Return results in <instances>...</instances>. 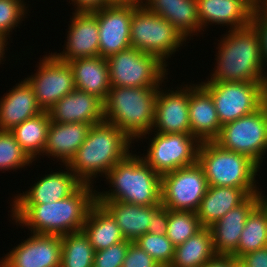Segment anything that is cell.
Listing matches in <instances>:
<instances>
[{
    "label": "cell",
    "instance_id": "obj_1",
    "mask_svg": "<svg viewBox=\"0 0 267 267\" xmlns=\"http://www.w3.org/2000/svg\"><path fill=\"white\" fill-rule=\"evenodd\" d=\"M94 187L82 184L72 195L57 202L10 204L11 219L35 234L62 236L81 231L90 208L96 203Z\"/></svg>",
    "mask_w": 267,
    "mask_h": 267
},
{
    "label": "cell",
    "instance_id": "obj_2",
    "mask_svg": "<svg viewBox=\"0 0 267 267\" xmlns=\"http://www.w3.org/2000/svg\"><path fill=\"white\" fill-rule=\"evenodd\" d=\"M222 35L216 47V65L204 82H264L261 40L254 25L251 23Z\"/></svg>",
    "mask_w": 267,
    "mask_h": 267
},
{
    "label": "cell",
    "instance_id": "obj_3",
    "mask_svg": "<svg viewBox=\"0 0 267 267\" xmlns=\"http://www.w3.org/2000/svg\"><path fill=\"white\" fill-rule=\"evenodd\" d=\"M131 143L135 142L115 125L103 120L91 125L85 141L67 166L83 184L92 185L94 178L104 177L131 153Z\"/></svg>",
    "mask_w": 267,
    "mask_h": 267
},
{
    "label": "cell",
    "instance_id": "obj_4",
    "mask_svg": "<svg viewBox=\"0 0 267 267\" xmlns=\"http://www.w3.org/2000/svg\"><path fill=\"white\" fill-rule=\"evenodd\" d=\"M136 153L118 162L105 176L109 191H96V201H121L151 206L161 204V176Z\"/></svg>",
    "mask_w": 267,
    "mask_h": 267
},
{
    "label": "cell",
    "instance_id": "obj_5",
    "mask_svg": "<svg viewBox=\"0 0 267 267\" xmlns=\"http://www.w3.org/2000/svg\"><path fill=\"white\" fill-rule=\"evenodd\" d=\"M159 87H111L104 104V120L133 142L153 129Z\"/></svg>",
    "mask_w": 267,
    "mask_h": 267
},
{
    "label": "cell",
    "instance_id": "obj_6",
    "mask_svg": "<svg viewBox=\"0 0 267 267\" xmlns=\"http://www.w3.org/2000/svg\"><path fill=\"white\" fill-rule=\"evenodd\" d=\"M197 162L208 186L259 188L256 176L262 167L247 155L223 149L214 141L200 143Z\"/></svg>",
    "mask_w": 267,
    "mask_h": 267
},
{
    "label": "cell",
    "instance_id": "obj_7",
    "mask_svg": "<svg viewBox=\"0 0 267 267\" xmlns=\"http://www.w3.org/2000/svg\"><path fill=\"white\" fill-rule=\"evenodd\" d=\"M130 41L132 48L156 56L166 66V60L186 43L170 22L148 11L142 4H133Z\"/></svg>",
    "mask_w": 267,
    "mask_h": 267
},
{
    "label": "cell",
    "instance_id": "obj_8",
    "mask_svg": "<svg viewBox=\"0 0 267 267\" xmlns=\"http://www.w3.org/2000/svg\"><path fill=\"white\" fill-rule=\"evenodd\" d=\"M106 59L111 87H160L168 79L169 69L165 64L136 48L120 51Z\"/></svg>",
    "mask_w": 267,
    "mask_h": 267
},
{
    "label": "cell",
    "instance_id": "obj_9",
    "mask_svg": "<svg viewBox=\"0 0 267 267\" xmlns=\"http://www.w3.org/2000/svg\"><path fill=\"white\" fill-rule=\"evenodd\" d=\"M214 142L223 149L247 155L263 166L261 163L267 152L266 107L263 105L254 113L224 124Z\"/></svg>",
    "mask_w": 267,
    "mask_h": 267
},
{
    "label": "cell",
    "instance_id": "obj_10",
    "mask_svg": "<svg viewBox=\"0 0 267 267\" xmlns=\"http://www.w3.org/2000/svg\"><path fill=\"white\" fill-rule=\"evenodd\" d=\"M264 82H201L210 92L221 126L264 105Z\"/></svg>",
    "mask_w": 267,
    "mask_h": 267
},
{
    "label": "cell",
    "instance_id": "obj_11",
    "mask_svg": "<svg viewBox=\"0 0 267 267\" xmlns=\"http://www.w3.org/2000/svg\"><path fill=\"white\" fill-rule=\"evenodd\" d=\"M153 134L141 158L160 176L197 162L200 142L191 133Z\"/></svg>",
    "mask_w": 267,
    "mask_h": 267
},
{
    "label": "cell",
    "instance_id": "obj_12",
    "mask_svg": "<svg viewBox=\"0 0 267 267\" xmlns=\"http://www.w3.org/2000/svg\"><path fill=\"white\" fill-rule=\"evenodd\" d=\"M207 188L203 168L196 162L161 176V204L174 211L197 212Z\"/></svg>",
    "mask_w": 267,
    "mask_h": 267
},
{
    "label": "cell",
    "instance_id": "obj_13",
    "mask_svg": "<svg viewBox=\"0 0 267 267\" xmlns=\"http://www.w3.org/2000/svg\"><path fill=\"white\" fill-rule=\"evenodd\" d=\"M39 62L36 73L25 77V80L33 88L38 105L43 111H48L62 97L76 89L74 73L69 63L60 61L52 52Z\"/></svg>",
    "mask_w": 267,
    "mask_h": 267
},
{
    "label": "cell",
    "instance_id": "obj_14",
    "mask_svg": "<svg viewBox=\"0 0 267 267\" xmlns=\"http://www.w3.org/2000/svg\"><path fill=\"white\" fill-rule=\"evenodd\" d=\"M133 4L114 3L96 10L99 29V56H108L131 48L130 24Z\"/></svg>",
    "mask_w": 267,
    "mask_h": 267
},
{
    "label": "cell",
    "instance_id": "obj_15",
    "mask_svg": "<svg viewBox=\"0 0 267 267\" xmlns=\"http://www.w3.org/2000/svg\"><path fill=\"white\" fill-rule=\"evenodd\" d=\"M0 260V267H60L61 236L30 233Z\"/></svg>",
    "mask_w": 267,
    "mask_h": 267
},
{
    "label": "cell",
    "instance_id": "obj_16",
    "mask_svg": "<svg viewBox=\"0 0 267 267\" xmlns=\"http://www.w3.org/2000/svg\"><path fill=\"white\" fill-rule=\"evenodd\" d=\"M189 84L181 85L175 91L163 90L161 85L157 90L155 102V119L153 128L149 133H191L189 120ZM183 86V87H182ZM156 130V131H155Z\"/></svg>",
    "mask_w": 267,
    "mask_h": 267
},
{
    "label": "cell",
    "instance_id": "obj_17",
    "mask_svg": "<svg viewBox=\"0 0 267 267\" xmlns=\"http://www.w3.org/2000/svg\"><path fill=\"white\" fill-rule=\"evenodd\" d=\"M72 15L63 51L52 54L60 61L67 63L79 58L98 57L100 36L96 10L75 11Z\"/></svg>",
    "mask_w": 267,
    "mask_h": 267
},
{
    "label": "cell",
    "instance_id": "obj_18",
    "mask_svg": "<svg viewBox=\"0 0 267 267\" xmlns=\"http://www.w3.org/2000/svg\"><path fill=\"white\" fill-rule=\"evenodd\" d=\"M264 198V194L249 195L241 204L209 227L217 255H233L237 251L248 215Z\"/></svg>",
    "mask_w": 267,
    "mask_h": 267
},
{
    "label": "cell",
    "instance_id": "obj_19",
    "mask_svg": "<svg viewBox=\"0 0 267 267\" xmlns=\"http://www.w3.org/2000/svg\"><path fill=\"white\" fill-rule=\"evenodd\" d=\"M63 166L66 171H51L40 176L25 193L16 194L11 204H46L72 195L83 183L67 165Z\"/></svg>",
    "mask_w": 267,
    "mask_h": 267
},
{
    "label": "cell",
    "instance_id": "obj_20",
    "mask_svg": "<svg viewBox=\"0 0 267 267\" xmlns=\"http://www.w3.org/2000/svg\"><path fill=\"white\" fill-rule=\"evenodd\" d=\"M50 119L56 123H87L104 120V104L95 95L75 89L62 97L49 110Z\"/></svg>",
    "mask_w": 267,
    "mask_h": 267
},
{
    "label": "cell",
    "instance_id": "obj_21",
    "mask_svg": "<svg viewBox=\"0 0 267 267\" xmlns=\"http://www.w3.org/2000/svg\"><path fill=\"white\" fill-rule=\"evenodd\" d=\"M188 109L191 134L200 143L215 141L222 126L210 92L201 83H190Z\"/></svg>",
    "mask_w": 267,
    "mask_h": 267
},
{
    "label": "cell",
    "instance_id": "obj_22",
    "mask_svg": "<svg viewBox=\"0 0 267 267\" xmlns=\"http://www.w3.org/2000/svg\"><path fill=\"white\" fill-rule=\"evenodd\" d=\"M197 7L201 34L212 24L229 26V30L246 27L254 11L245 0H197Z\"/></svg>",
    "mask_w": 267,
    "mask_h": 267
},
{
    "label": "cell",
    "instance_id": "obj_23",
    "mask_svg": "<svg viewBox=\"0 0 267 267\" xmlns=\"http://www.w3.org/2000/svg\"><path fill=\"white\" fill-rule=\"evenodd\" d=\"M262 188L208 186L197 210L200 225L209 228L251 194H263Z\"/></svg>",
    "mask_w": 267,
    "mask_h": 267
},
{
    "label": "cell",
    "instance_id": "obj_24",
    "mask_svg": "<svg viewBox=\"0 0 267 267\" xmlns=\"http://www.w3.org/2000/svg\"><path fill=\"white\" fill-rule=\"evenodd\" d=\"M43 112L33 88L24 79L0 99V130L11 131L26 119Z\"/></svg>",
    "mask_w": 267,
    "mask_h": 267
},
{
    "label": "cell",
    "instance_id": "obj_25",
    "mask_svg": "<svg viewBox=\"0 0 267 267\" xmlns=\"http://www.w3.org/2000/svg\"><path fill=\"white\" fill-rule=\"evenodd\" d=\"M141 4L170 22L186 40L201 32L197 0H142Z\"/></svg>",
    "mask_w": 267,
    "mask_h": 267
},
{
    "label": "cell",
    "instance_id": "obj_26",
    "mask_svg": "<svg viewBox=\"0 0 267 267\" xmlns=\"http://www.w3.org/2000/svg\"><path fill=\"white\" fill-rule=\"evenodd\" d=\"M91 125L87 123L50 122L43 155L67 165L83 144Z\"/></svg>",
    "mask_w": 267,
    "mask_h": 267
},
{
    "label": "cell",
    "instance_id": "obj_27",
    "mask_svg": "<svg viewBox=\"0 0 267 267\" xmlns=\"http://www.w3.org/2000/svg\"><path fill=\"white\" fill-rule=\"evenodd\" d=\"M68 63L74 73L76 89L95 95L104 102L111 88L107 59L101 56L87 57Z\"/></svg>",
    "mask_w": 267,
    "mask_h": 267
},
{
    "label": "cell",
    "instance_id": "obj_28",
    "mask_svg": "<svg viewBox=\"0 0 267 267\" xmlns=\"http://www.w3.org/2000/svg\"><path fill=\"white\" fill-rule=\"evenodd\" d=\"M116 220L125 240L135 242L148 233L150 206H141L121 201H96Z\"/></svg>",
    "mask_w": 267,
    "mask_h": 267
},
{
    "label": "cell",
    "instance_id": "obj_29",
    "mask_svg": "<svg viewBox=\"0 0 267 267\" xmlns=\"http://www.w3.org/2000/svg\"><path fill=\"white\" fill-rule=\"evenodd\" d=\"M82 230L95 251L125 240L116 220L97 202L90 208Z\"/></svg>",
    "mask_w": 267,
    "mask_h": 267
},
{
    "label": "cell",
    "instance_id": "obj_30",
    "mask_svg": "<svg viewBox=\"0 0 267 267\" xmlns=\"http://www.w3.org/2000/svg\"><path fill=\"white\" fill-rule=\"evenodd\" d=\"M211 231L203 227L183 244L177 245L169 267H203L216 256Z\"/></svg>",
    "mask_w": 267,
    "mask_h": 267
},
{
    "label": "cell",
    "instance_id": "obj_31",
    "mask_svg": "<svg viewBox=\"0 0 267 267\" xmlns=\"http://www.w3.org/2000/svg\"><path fill=\"white\" fill-rule=\"evenodd\" d=\"M50 122L49 112L43 111L26 119L10 131L32 161H36L39 156L43 155Z\"/></svg>",
    "mask_w": 267,
    "mask_h": 267
},
{
    "label": "cell",
    "instance_id": "obj_32",
    "mask_svg": "<svg viewBox=\"0 0 267 267\" xmlns=\"http://www.w3.org/2000/svg\"><path fill=\"white\" fill-rule=\"evenodd\" d=\"M267 247V200L264 198L248 215L240 235L237 260L244 254Z\"/></svg>",
    "mask_w": 267,
    "mask_h": 267
},
{
    "label": "cell",
    "instance_id": "obj_33",
    "mask_svg": "<svg viewBox=\"0 0 267 267\" xmlns=\"http://www.w3.org/2000/svg\"><path fill=\"white\" fill-rule=\"evenodd\" d=\"M60 267H93L95 250L83 230L61 236Z\"/></svg>",
    "mask_w": 267,
    "mask_h": 267
},
{
    "label": "cell",
    "instance_id": "obj_34",
    "mask_svg": "<svg viewBox=\"0 0 267 267\" xmlns=\"http://www.w3.org/2000/svg\"><path fill=\"white\" fill-rule=\"evenodd\" d=\"M202 228L196 212L174 211L168 209L166 236L175 247L183 244L188 238L194 236Z\"/></svg>",
    "mask_w": 267,
    "mask_h": 267
},
{
    "label": "cell",
    "instance_id": "obj_35",
    "mask_svg": "<svg viewBox=\"0 0 267 267\" xmlns=\"http://www.w3.org/2000/svg\"><path fill=\"white\" fill-rule=\"evenodd\" d=\"M33 161L22 150L10 131L0 130V171L18 170L32 165Z\"/></svg>",
    "mask_w": 267,
    "mask_h": 267
},
{
    "label": "cell",
    "instance_id": "obj_36",
    "mask_svg": "<svg viewBox=\"0 0 267 267\" xmlns=\"http://www.w3.org/2000/svg\"><path fill=\"white\" fill-rule=\"evenodd\" d=\"M135 243L162 267H169L174 258L175 246L166 235L146 233Z\"/></svg>",
    "mask_w": 267,
    "mask_h": 267
},
{
    "label": "cell",
    "instance_id": "obj_37",
    "mask_svg": "<svg viewBox=\"0 0 267 267\" xmlns=\"http://www.w3.org/2000/svg\"><path fill=\"white\" fill-rule=\"evenodd\" d=\"M26 3L24 0H0V33L8 39L12 37V29H16L26 17L29 11Z\"/></svg>",
    "mask_w": 267,
    "mask_h": 267
},
{
    "label": "cell",
    "instance_id": "obj_38",
    "mask_svg": "<svg viewBox=\"0 0 267 267\" xmlns=\"http://www.w3.org/2000/svg\"><path fill=\"white\" fill-rule=\"evenodd\" d=\"M131 243L129 240H124L106 249L95 251L93 267H122Z\"/></svg>",
    "mask_w": 267,
    "mask_h": 267
},
{
    "label": "cell",
    "instance_id": "obj_39",
    "mask_svg": "<svg viewBox=\"0 0 267 267\" xmlns=\"http://www.w3.org/2000/svg\"><path fill=\"white\" fill-rule=\"evenodd\" d=\"M122 267H162L148 253L132 242L126 252Z\"/></svg>",
    "mask_w": 267,
    "mask_h": 267
},
{
    "label": "cell",
    "instance_id": "obj_40",
    "mask_svg": "<svg viewBox=\"0 0 267 267\" xmlns=\"http://www.w3.org/2000/svg\"><path fill=\"white\" fill-rule=\"evenodd\" d=\"M148 233L166 235L168 224V209L162 204L150 206Z\"/></svg>",
    "mask_w": 267,
    "mask_h": 267
},
{
    "label": "cell",
    "instance_id": "obj_41",
    "mask_svg": "<svg viewBox=\"0 0 267 267\" xmlns=\"http://www.w3.org/2000/svg\"><path fill=\"white\" fill-rule=\"evenodd\" d=\"M259 33L265 72L267 66V8L254 9L251 22ZM267 76V72H266Z\"/></svg>",
    "mask_w": 267,
    "mask_h": 267
},
{
    "label": "cell",
    "instance_id": "obj_42",
    "mask_svg": "<svg viewBox=\"0 0 267 267\" xmlns=\"http://www.w3.org/2000/svg\"><path fill=\"white\" fill-rule=\"evenodd\" d=\"M238 262L244 267H267V247L242 255Z\"/></svg>",
    "mask_w": 267,
    "mask_h": 267
},
{
    "label": "cell",
    "instance_id": "obj_43",
    "mask_svg": "<svg viewBox=\"0 0 267 267\" xmlns=\"http://www.w3.org/2000/svg\"><path fill=\"white\" fill-rule=\"evenodd\" d=\"M70 1H72L70 3ZM70 5L75 6V11L92 12L114 4L111 0H69Z\"/></svg>",
    "mask_w": 267,
    "mask_h": 267
},
{
    "label": "cell",
    "instance_id": "obj_44",
    "mask_svg": "<svg viewBox=\"0 0 267 267\" xmlns=\"http://www.w3.org/2000/svg\"><path fill=\"white\" fill-rule=\"evenodd\" d=\"M237 262L238 260L232 255H216L203 267H234Z\"/></svg>",
    "mask_w": 267,
    "mask_h": 267
},
{
    "label": "cell",
    "instance_id": "obj_45",
    "mask_svg": "<svg viewBox=\"0 0 267 267\" xmlns=\"http://www.w3.org/2000/svg\"><path fill=\"white\" fill-rule=\"evenodd\" d=\"M7 40H8V38L0 33V64H2L1 62L4 61L3 59H6V58H4V57H6V56H4V54L6 53L5 50L7 51V49H5V48H8L7 44L9 42Z\"/></svg>",
    "mask_w": 267,
    "mask_h": 267
},
{
    "label": "cell",
    "instance_id": "obj_46",
    "mask_svg": "<svg viewBox=\"0 0 267 267\" xmlns=\"http://www.w3.org/2000/svg\"><path fill=\"white\" fill-rule=\"evenodd\" d=\"M113 3L121 4H141L142 0H111Z\"/></svg>",
    "mask_w": 267,
    "mask_h": 267
},
{
    "label": "cell",
    "instance_id": "obj_47",
    "mask_svg": "<svg viewBox=\"0 0 267 267\" xmlns=\"http://www.w3.org/2000/svg\"><path fill=\"white\" fill-rule=\"evenodd\" d=\"M263 98H264V106L267 109V76L263 83Z\"/></svg>",
    "mask_w": 267,
    "mask_h": 267
},
{
    "label": "cell",
    "instance_id": "obj_48",
    "mask_svg": "<svg viewBox=\"0 0 267 267\" xmlns=\"http://www.w3.org/2000/svg\"><path fill=\"white\" fill-rule=\"evenodd\" d=\"M267 7V0H255V9Z\"/></svg>",
    "mask_w": 267,
    "mask_h": 267
},
{
    "label": "cell",
    "instance_id": "obj_49",
    "mask_svg": "<svg viewBox=\"0 0 267 267\" xmlns=\"http://www.w3.org/2000/svg\"><path fill=\"white\" fill-rule=\"evenodd\" d=\"M245 1L255 9V0H245Z\"/></svg>",
    "mask_w": 267,
    "mask_h": 267
},
{
    "label": "cell",
    "instance_id": "obj_50",
    "mask_svg": "<svg viewBox=\"0 0 267 267\" xmlns=\"http://www.w3.org/2000/svg\"><path fill=\"white\" fill-rule=\"evenodd\" d=\"M234 267H244V266L240 264L239 262H237Z\"/></svg>",
    "mask_w": 267,
    "mask_h": 267
}]
</instances>
